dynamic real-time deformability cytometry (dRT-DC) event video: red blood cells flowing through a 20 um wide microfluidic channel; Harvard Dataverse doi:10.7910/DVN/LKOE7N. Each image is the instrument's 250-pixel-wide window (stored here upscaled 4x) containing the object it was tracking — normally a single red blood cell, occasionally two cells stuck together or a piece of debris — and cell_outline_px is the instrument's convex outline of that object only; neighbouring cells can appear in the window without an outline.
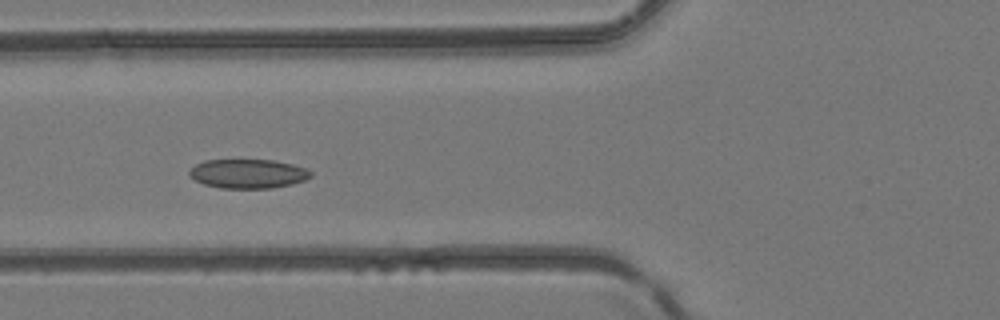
{"species": "common noctule bat (a hibernating species)", "species_latin": "Nyctalus noctula", "temperature_condition": "room temperature", "stored_images_in_passage": 30, "camera_frame_rate_fps": 3000, "um_per_image_px": 0.085, "animal": {"sex": "female", "body_mass_g": 24.6, "forearm_length_mm": 56.2}, "frame": {"image": 1, "passage_image": 10, "time_ms": 3.0, "image_size_px": [1000, 320], "cell_outline_px": [[312, 176], [304, 180], [292, 184], [272, 188], [220, 188], [204, 184], [188, 176], [188, 172], [196, 164], [204, 160], [272, 160], [292, 164], [308, 168], [312, 172]], "centroid_in_image_um": [21.09, 14.76], "position_along_channel_um": 104.7, "area_um2": 20.69}}
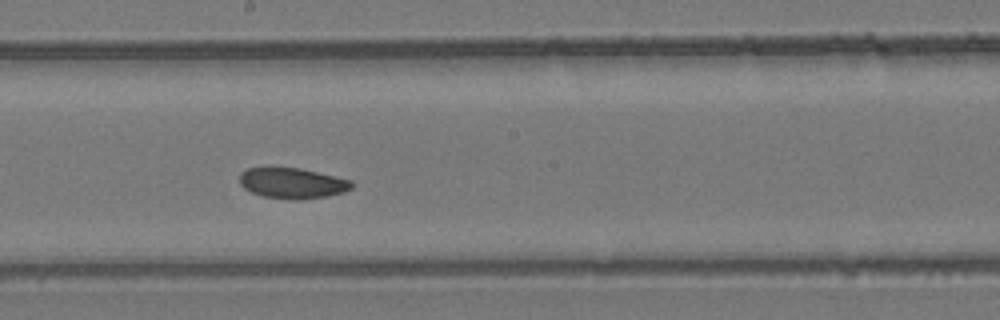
{"frame": {"image": 2, "passage_image": 18, "time_ms": 5.667, "image_size_px": [1000, 320], "cell_outline_px": [[352, 188], [344, 192], [328, 196], [300, 200], [296, 200], [264, 196], [252, 192], [244, 188], [240, 184], [240, 172], [248, 168], [272, 164], [300, 168], [352, 180]], "centroid_in_image_um": [24.81, 15.52], "position_along_channel_um": 223.4, "area_um2": 20.63}}
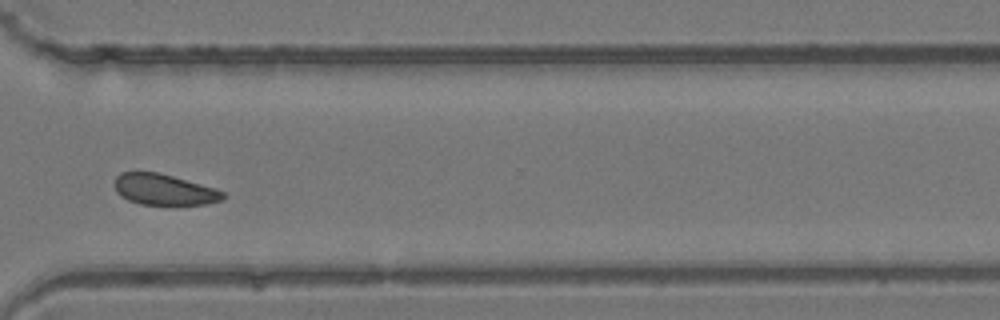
{"frame": {"image": 3, "passage_image": 27, "time_ms": 8.667, "image_size_px": [1000, 320], "cell_outline_px": [[224, 200], [208, 204], [140, 204], [128, 200], [120, 196], [116, 192], [116, 176], [120, 172], [156, 172], [172, 176], [212, 188], [224, 192]], "centroid_in_image_um": [13.92, 16.12], "position_along_channel_um": 356.7, "area_um2": 19.19}}